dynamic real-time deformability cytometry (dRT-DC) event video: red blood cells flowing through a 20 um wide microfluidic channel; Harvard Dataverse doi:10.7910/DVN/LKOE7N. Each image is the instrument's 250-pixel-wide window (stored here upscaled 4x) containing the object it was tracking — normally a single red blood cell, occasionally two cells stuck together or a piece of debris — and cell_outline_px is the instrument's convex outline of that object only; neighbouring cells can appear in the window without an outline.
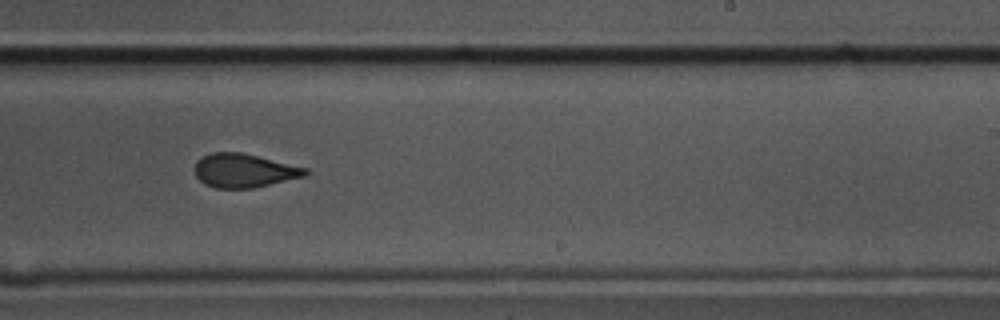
{"species": "common noctule bat (a hibernating species)", "species_latin": "Nyctalus noctula", "temperature_condition": "cold", "stored_images_in_passage": 10, "camera_frame_rate_fps": 3000, "um_per_image_px": 0.085, "animal": {"sex": "male", "body_mass_g": 17.5, "forearm_length_mm": 52.3}, "frame": {"image": 1, "passage_image": 10, "time_ms": 3.0, "image_size_px": [1000, 320], "cell_outline_px": [[308, 172], [304, 176], [252, 188], [216, 188], [204, 184], [196, 176], [196, 160], [212, 152], [240, 152], [308, 168]], "centroid_in_image_um": [20.72, 14.5], "position_along_channel_um": 268.3, "area_um2": 21.44}}